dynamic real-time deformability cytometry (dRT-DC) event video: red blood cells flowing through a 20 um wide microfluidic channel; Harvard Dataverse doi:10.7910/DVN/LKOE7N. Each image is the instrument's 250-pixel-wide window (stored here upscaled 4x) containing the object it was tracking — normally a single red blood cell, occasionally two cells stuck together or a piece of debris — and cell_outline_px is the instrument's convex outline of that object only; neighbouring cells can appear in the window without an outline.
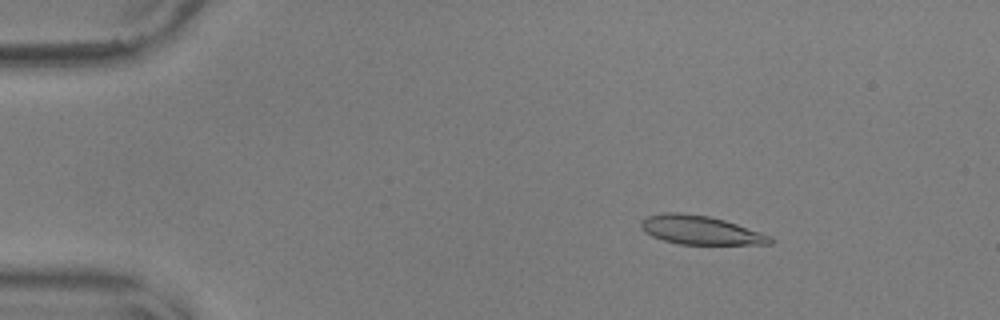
{"species": "common noctule bat (a hibernating species)", "species_latin": "Nyctalus noctula", "temperature_condition": "warm", "stored_images_in_passage": 56, "camera_frame_rate_fps": 3000, "um_per_image_px": 0.085, "animal": {"sex": "male", "body_mass_g": 17.9, "forearm_length_mm": 54.2}, "frame": {"image": 1, "passage_image": 9, "time_ms": 2.667, "image_size_px": [1000, 320], "cell_outline_px": [[776, 240], [772, 244], [680, 244], [664, 240], [652, 236], [644, 232], [640, 228], [640, 220], [648, 216], [668, 212], [680, 212], [708, 216], [724, 220], [772, 236]], "centroid_in_image_um": [59.53, 19.56], "position_along_channel_um": 25.5, "area_um2": 21.62}}
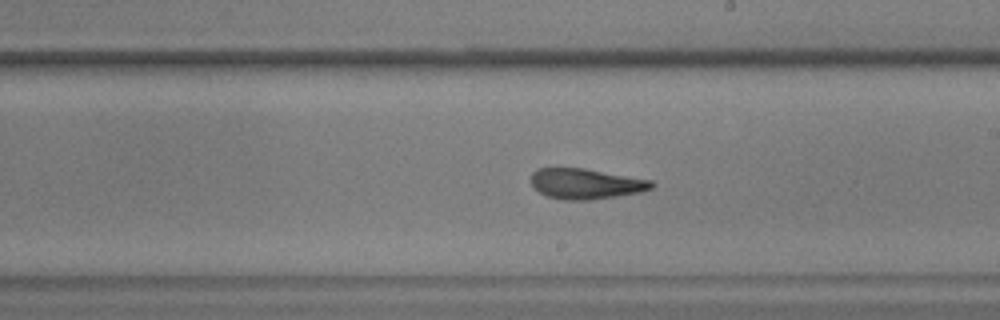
{"frame": {"image": 2, "passage_image": 33, "time_ms": 10.667, "image_size_px": [1000, 320], "cell_outline_px": [[656, 184], [652, 188], [640, 192], [616, 196], [588, 200], [564, 200], [548, 196], [532, 188], [532, 172], [536, 168], [584, 168], [652, 180]], "centroid_in_image_um": [49.79, 15.61], "position_along_channel_um": 239.2, "area_um2": 21.39}}
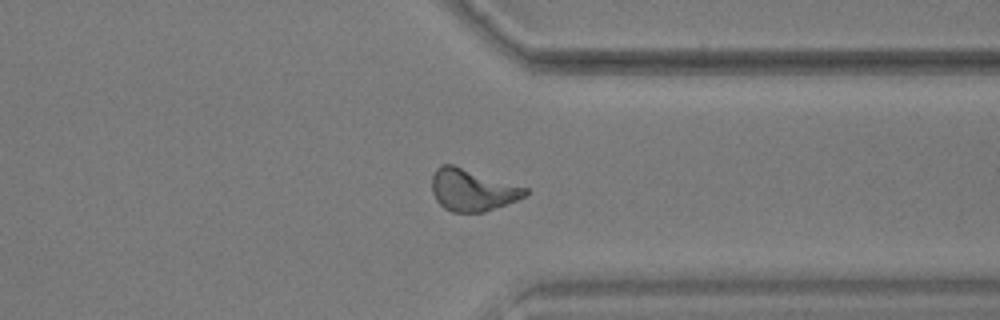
{"frame": {"image": 3, "passage_image": 44, "time_ms": 14.333, "image_size_px": [1000, 320], "cell_outline_px": [[528, 192], [524, 196], [516, 200], [484, 212], [452, 212], [444, 208], [436, 200], [432, 192], [432, 176], [436, 168], [440, 164], [452, 164], [528, 188]], "centroid_in_image_um": [40.11, 16.14], "position_along_channel_um": 371.3, "area_um2": 22.66}, "authors_computed_cell_mechanics": {"area_um2": 21.7328, "velocity_mm_per_s": 3.6251, "shape_relaxation_time_tau1_ms": 7.4615, "shape_relaxation_time_tau2_ms": 2.8671, "deformation_change_tau1": 0.243, "deformation_change_tau2": 0.1274}}